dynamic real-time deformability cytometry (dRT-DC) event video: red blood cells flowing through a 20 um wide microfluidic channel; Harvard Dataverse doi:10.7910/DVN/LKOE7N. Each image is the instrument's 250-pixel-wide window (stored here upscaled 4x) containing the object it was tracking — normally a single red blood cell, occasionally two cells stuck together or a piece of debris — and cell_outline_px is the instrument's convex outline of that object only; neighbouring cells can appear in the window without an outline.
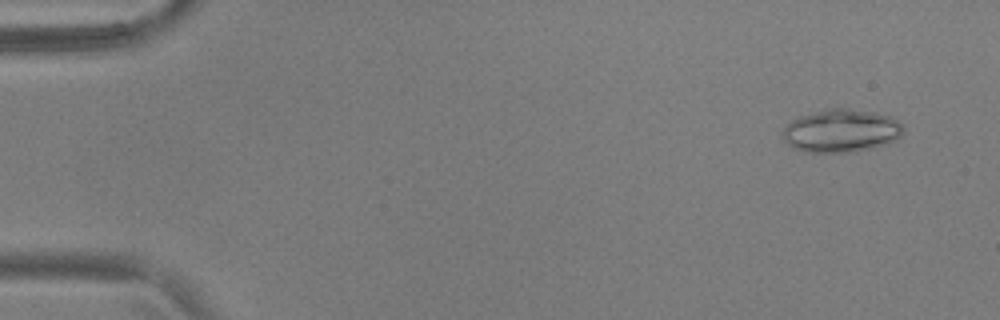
{"species": "common noctule bat (a hibernating species)", "species_latin": "Nyctalus noctula", "temperature_condition": "warm", "stored_images_in_passage": 51, "camera_frame_rate_fps": 3000, "um_per_image_px": 0.085, "animal": {"sex": "male", "body_mass_g": 17.9, "forearm_length_mm": 54.2}, "frame": {"image": 1, "passage_image": 1, "time_ms": 0.0, "image_size_px": [1000, 320], "cell_outline_px": [[904, 132], [896, 140], [856, 152], [804, 152], [788, 144], [780, 136], [780, 132], [796, 116], [836, 104], [872, 112], [888, 116], [896, 120], [904, 128]], "centroid_in_image_um": [71.44, 11.07], "position_along_channel_um": 13.6, "area_um2": 30.98}}
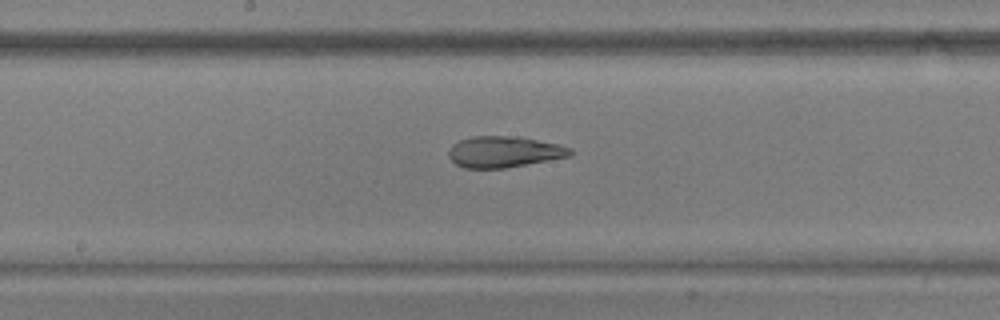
{"frame": {"image": 2, "passage_image": 26, "time_ms": 8.333, "image_size_px": [1000, 320], "cell_outline_px": [[572, 156], [504, 168], [464, 168], [456, 164], [448, 156], [448, 152], [452, 144], [460, 140], [472, 136], [520, 136], [556, 144], [572, 148]], "centroid_in_image_um": [42.84, 12.9], "position_along_channel_um": 205.4, "area_um2": 22.08}}
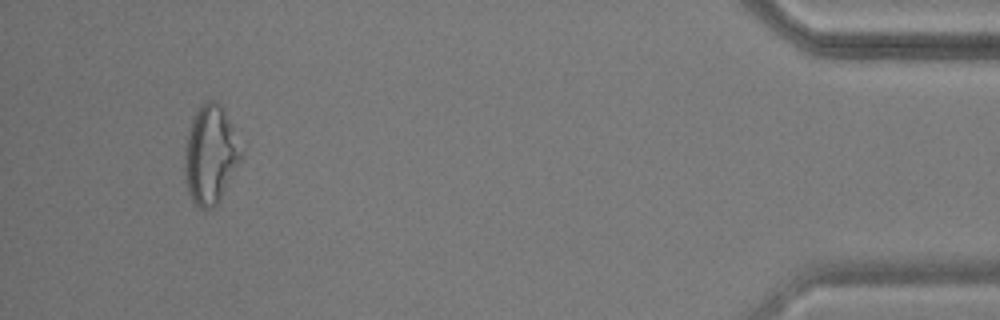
{"frame": {"image": 3, "passage_image": 48, "time_ms": 15.667, "image_size_px": [1000, 320], "cell_outline_px": [[244, 148], [240, 160], [220, 200], [212, 208], [196, 208], [188, 192], [184, 176], [184, 148], [192, 116], [196, 108], [204, 100], [216, 100], [220, 104]], "centroid_in_image_um": [17.87, 13.12], "position_along_channel_um": 417.3, "area_um2": 32.83}, "authors_computed_cell_mechanics": {"area_um2": 26.9926, "velocity_mm_per_s": 3.7729, "shape_relaxation_time_tau1_ms": null, "shape_relaxation_time_tau2_ms": 2.3712, "deformation_change_tau1": null, "deformation_change_tau2": 0.0916}}